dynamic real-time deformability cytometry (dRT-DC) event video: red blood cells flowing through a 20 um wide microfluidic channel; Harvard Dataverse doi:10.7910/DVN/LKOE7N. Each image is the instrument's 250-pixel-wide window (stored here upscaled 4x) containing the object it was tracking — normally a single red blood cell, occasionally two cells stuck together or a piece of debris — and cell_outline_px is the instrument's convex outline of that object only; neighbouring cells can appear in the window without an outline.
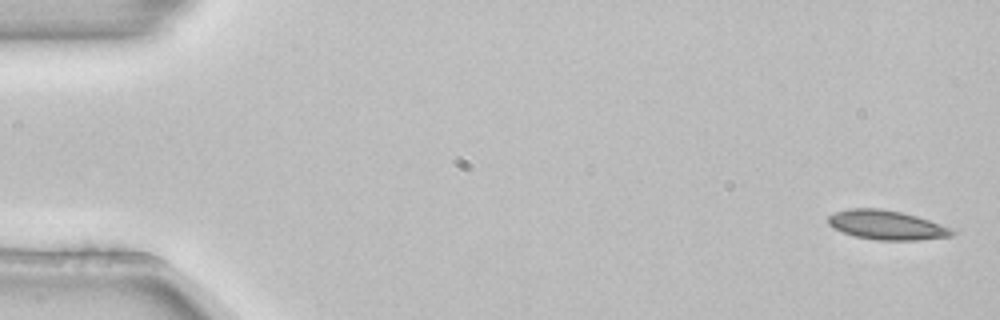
{"species": "common noctule bat (a hibernating species)", "species_latin": "Nyctalus noctula", "temperature_condition": "room temperature", "stored_images_in_passage": 4, "camera_frame_rate_fps": 3000, "um_per_image_px": 0.085, "animal": {"sex": "female", "body_mass_g": 22.7, "forearm_length_mm": 54.2}, "frame": {"image": 1, "passage_image": 1, "time_ms": 0.0, "image_size_px": [1000, 320], "cell_outline_px": [[956, 232], [952, 236], [920, 240], [876, 240], [856, 236], [832, 228], [828, 224], [828, 216], [836, 212], [848, 208], [876, 208], [900, 212], [916, 216], [952, 228]], "centroid_in_image_um": [75.36, 19.13], "position_along_channel_um": 9.6, "area_um2": 21.04}}
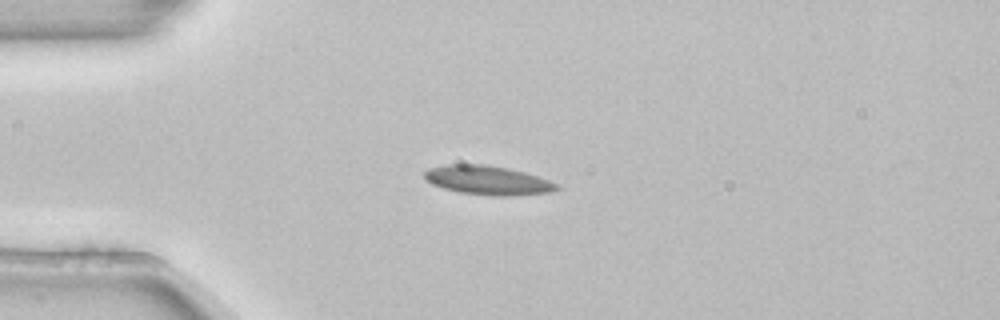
{"frame": {"image": 2, "passage_image": 4, "time_ms": 1.0, "image_size_px": [1000, 320], "cell_outline_px": [[560, 188], [552, 192], [504, 196], [500, 196], [460, 192], [444, 188], [432, 184], [424, 176], [424, 172], [432, 168], [448, 164], [484, 164], [508, 168], [524, 172], [560, 184]], "centroid_in_image_um": [41.5, 15.32], "position_along_channel_um": 43.5, "area_um2": 22.08}}